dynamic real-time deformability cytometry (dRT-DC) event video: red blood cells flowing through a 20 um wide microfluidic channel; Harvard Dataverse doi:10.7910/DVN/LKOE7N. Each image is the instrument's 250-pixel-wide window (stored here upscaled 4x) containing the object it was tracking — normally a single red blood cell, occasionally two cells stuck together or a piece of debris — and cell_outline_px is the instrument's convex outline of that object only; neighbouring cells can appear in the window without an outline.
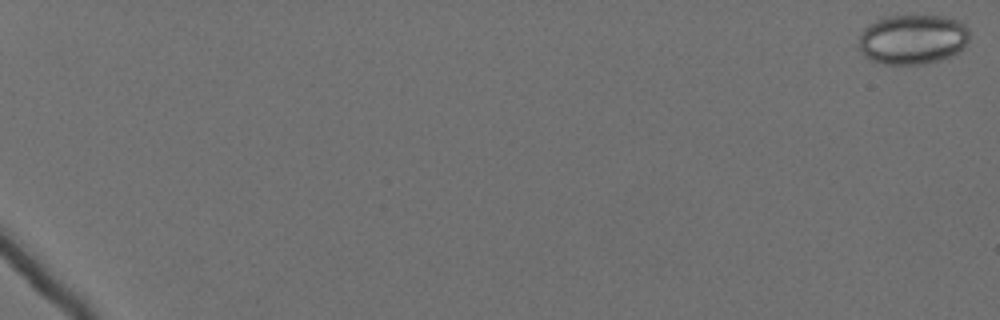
{"species": "Egyptian fruit bat (a non-hibernating species)", "species_latin": "Rousettus aegyptiacus", "temperature_condition": "cold", "stored_images_in_passage": 61, "camera_frame_rate_fps": 3000, "um_per_image_px": 0.085, "animal": {"sex": "female"}, "frame": {"image": 1, "passage_image": 1, "time_ms": 0.0, "image_size_px": [1000, 320], "cell_outline_px": [[968, 40], [952, 56], [940, 60], [924, 64], [884, 64], [868, 60], [860, 52], [860, 36], [864, 28], [868, 24], [888, 16], [944, 16], [960, 20], [968, 28]], "centroid_in_image_um": [77.56, 3.35], "position_along_channel_um": 7.4, "area_um2": 32.14}}
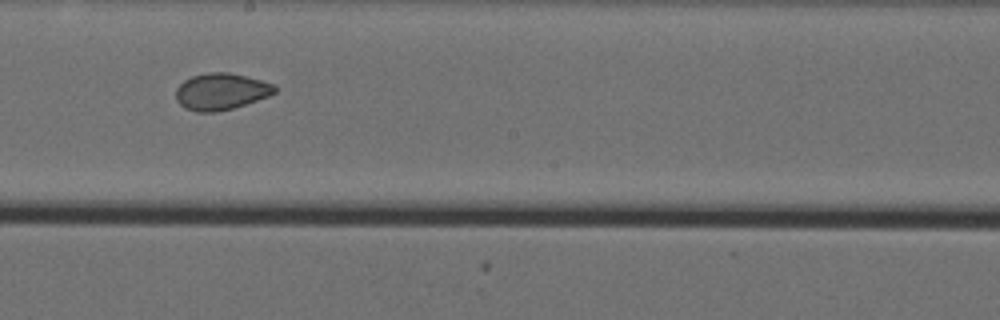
{"frame": {"image": 2, "passage_image": 39, "time_ms": 12.667, "image_size_px": [1000, 320], "cell_outline_px": [[276, 92], [268, 96], [232, 108], [216, 112], [196, 112], [184, 108], [176, 100], [176, 88], [184, 80], [192, 76], [208, 72], [228, 72], [260, 80], [272, 84], [276, 88]], "centroid_in_image_um": [18.74, 7.78], "position_along_channel_um": 229.5, "area_um2": 20.92}}
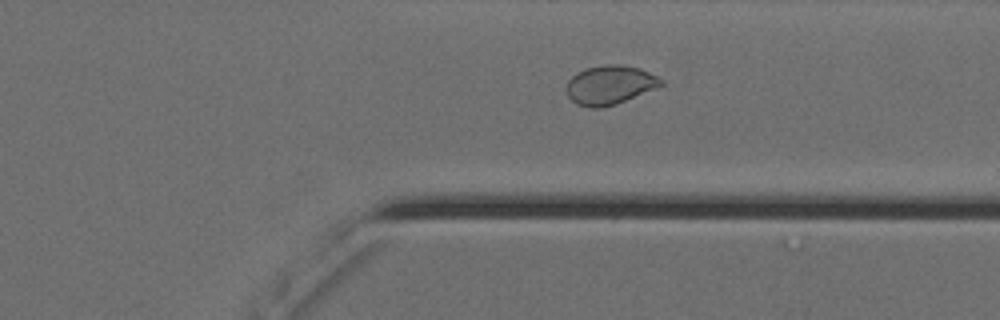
{"frame": {"image": 3, "passage_image": 50, "time_ms": 16.333, "image_size_px": [1000, 320], "cell_outline_px": [[664, 84], [656, 88], [616, 104], [600, 108], [588, 108], [576, 104], [568, 96], [568, 80], [576, 72], [584, 68], [604, 64], [616, 64], [640, 68], [664, 80]], "centroid_in_image_um": [51.83, 7.22], "position_along_channel_um": 359.6, "area_um2": 21.5}, "authors_computed_cell_mechanics": {"area_um2": 24.3916, "velocity_mm_per_s": 3.5588, "shape_relaxation_time_tau1_ms": null, "shape_relaxation_time_tau2_ms": 1.0786, "deformation_change_tau1": null, "deformation_change_tau2": 0.0508}}